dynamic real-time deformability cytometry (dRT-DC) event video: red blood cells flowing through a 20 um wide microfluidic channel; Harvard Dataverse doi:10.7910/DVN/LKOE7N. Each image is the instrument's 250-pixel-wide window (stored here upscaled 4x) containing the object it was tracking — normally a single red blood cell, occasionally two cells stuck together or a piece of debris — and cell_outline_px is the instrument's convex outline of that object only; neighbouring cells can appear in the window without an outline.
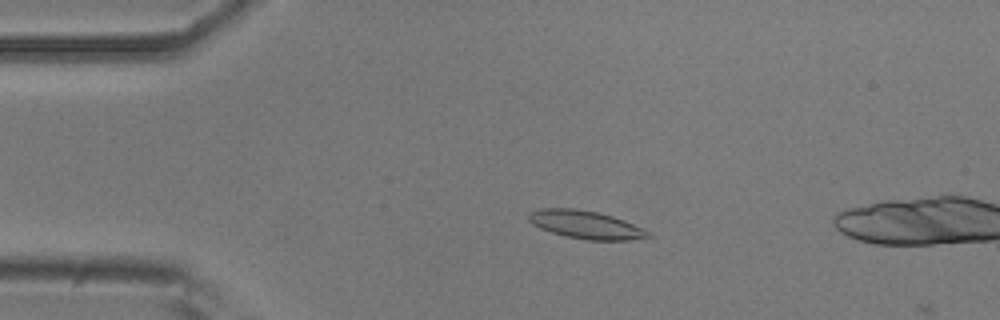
{"species": "common noctule bat (a hibernating species)", "species_latin": "Nyctalus noctula", "temperature_condition": "room temperature", "stored_images_in_passage": 7, "camera_frame_rate_fps": 3000, "um_per_image_px": 0.085, "animal": {"sex": "male", "body_mass_g": 20.5, "forearm_length_mm": 52.5}, "frame": {"image": 1, "passage_image": 4, "time_ms": 1.0, "image_size_px": [1000, 320], "cell_outline_px": [[652, 236], [632, 240], [588, 240], [564, 236], [540, 228], [532, 224], [528, 220], [528, 212], [540, 208], [576, 208], [600, 212], [624, 220], [648, 232]], "centroid_in_image_um": [49.73, 19.09], "position_along_channel_um": 35.3, "area_um2": 19.54}}